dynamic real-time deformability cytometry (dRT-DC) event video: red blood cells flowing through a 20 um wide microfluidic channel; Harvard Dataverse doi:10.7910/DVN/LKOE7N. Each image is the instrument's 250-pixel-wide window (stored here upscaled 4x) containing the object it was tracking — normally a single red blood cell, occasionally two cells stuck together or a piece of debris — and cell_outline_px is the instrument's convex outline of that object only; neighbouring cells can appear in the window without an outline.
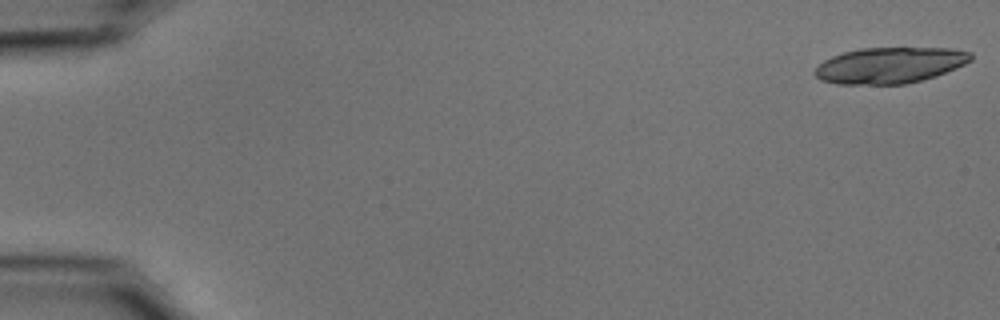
{"species": "common noctule bat (a hibernating species)", "species_latin": "Nyctalus noctula", "temperature_condition": "cold", "stored_images_in_passage": 20, "camera_frame_rate_fps": 3000, "um_per_image_px": 0.085, "animal": {"sex": "male", "body_mass_g": 15.6}, "frame": {"image": 1, "passage_image": 1, "time_ms": 0.0, "image_size_px": [1000, 320], "cell_outline_px": [[972, 60], [956, 68], [936, 76], [904, 84], [836, 84], [820, 80], [812, 72], [824, 60], [832, 56], [844, 52], [860, 48], [948, 48], [972, 52]], "centroid_in_image_um": [75.62, 5.55], "position_along_channel_um": 9.4, "area_um2": 32.71}}